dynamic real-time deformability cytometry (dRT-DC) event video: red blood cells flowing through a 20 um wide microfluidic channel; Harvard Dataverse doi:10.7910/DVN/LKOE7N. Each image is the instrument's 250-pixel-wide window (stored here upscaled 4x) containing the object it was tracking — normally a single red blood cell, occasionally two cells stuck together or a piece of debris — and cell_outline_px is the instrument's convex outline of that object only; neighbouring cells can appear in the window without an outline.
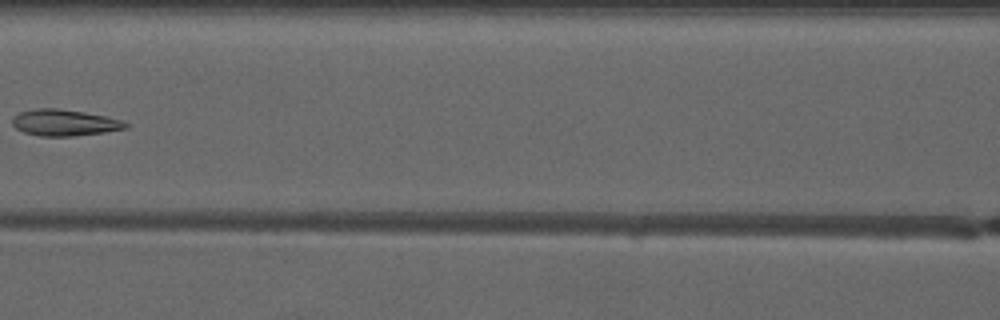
{"species": "common noctule bat (a hibernating species)", "species_latin": "Nyctalus noctula", "temperature_condition": "warm", "stored_images_in_passage": 7, "camera_frame_rate_fps": 3000, "um_per_image_px": 0.085, "animal": {"sex": "male", "forearm_length_mm": 52.5}, "frame": {"image": 1, "passage_image": 7, "time_ms": 8.0, "image_size_px": [1000, 320], "cell_outline_px": [[128, 128], [104, 132], [68, 136], [40, 136], [24, 132], [16, 128], [12, 124], [12, 116], [20, 112], [36, 108], [60, 108], [84, 112], [124, 120], [128, 124]], "centroid_in_image_um": [5.46, 10.41], "position_along_channel_um": 161.1, "area_um2": 17.4}}